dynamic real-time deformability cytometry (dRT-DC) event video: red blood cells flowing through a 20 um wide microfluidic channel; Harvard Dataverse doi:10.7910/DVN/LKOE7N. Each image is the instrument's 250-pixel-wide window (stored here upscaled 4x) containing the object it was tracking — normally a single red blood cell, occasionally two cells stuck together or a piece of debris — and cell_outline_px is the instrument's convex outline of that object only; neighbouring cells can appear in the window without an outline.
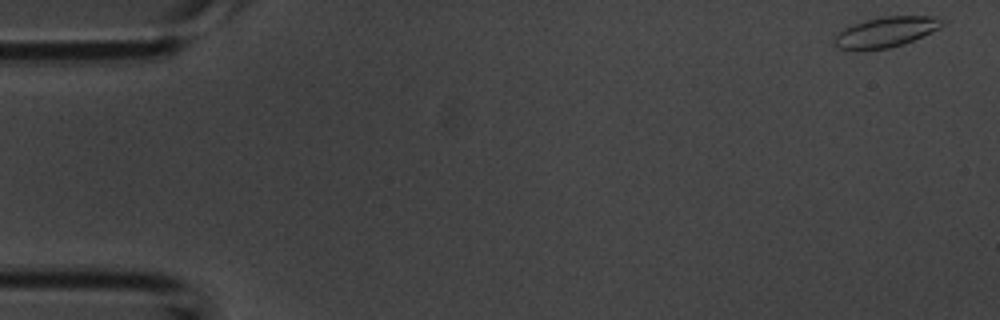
{"species": "common noctule bat (a hibernating species)", "species_latin": "Nyctalus noctula", "temperature_condition": "room temperature", "stored_images_in_passage": 9, "camera_frame_rate_fps": 3000, "um_per_image_px": 0.085, "animal": {"sex": "male", "body_mass_g": 20.1, "forearm_length_mm": 53.5}, "frame": {"image": 1, "passage_image": 1, "time_ms": 0.0, "image_size_px": [1000, 320], "cell_outline_px": [[944, 24], [940, 28], [932, 32], [912, 40], [888, 48], [860, 52], [856, 52], [836, 48], [832, 44], [832, 36], [844, 28], [852, 24], [868, 20], [888, 16], [936, 16], [944, 20]], "centroid_in_image_um": [75.2, 2.76], "position_along_channel_um": 9.8, "area_um2": 19.48}}